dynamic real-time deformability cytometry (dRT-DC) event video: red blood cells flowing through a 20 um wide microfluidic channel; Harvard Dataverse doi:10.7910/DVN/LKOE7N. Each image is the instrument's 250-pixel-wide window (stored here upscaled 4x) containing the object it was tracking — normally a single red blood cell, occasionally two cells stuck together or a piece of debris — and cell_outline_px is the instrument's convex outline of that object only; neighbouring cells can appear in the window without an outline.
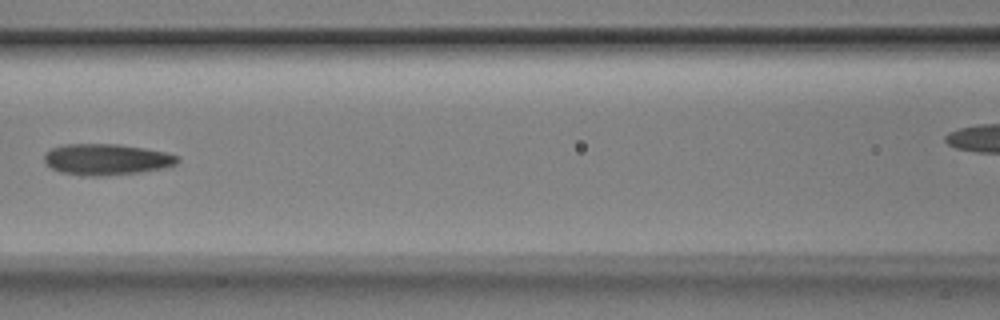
{"species": "Egyptian fruit bat (a non-hibernating species)", "species_latin": "Rousettus aegyptiacus", "temperature_condition": "room temperature", "stored_images_in_passage": 6, "segment_of_instrument_passage": [1, 2], "camera_frame_rate_fps": 3000, "um_per_image_px": 0.085, "animal": {"sex": "male"}, "frame": {"image": 1, "passage_image": 5, "time_ms": 1.333, "image_size_px": [1000, 320], "cell_outline_px": [[180, 160], [176, 164], [164, 168], [140, 172], [100, 176], [80, 176], [60, 172], [52, 168], [44, 160], [44, 152], [52, 148], [64, 144], [116, 144], [144, 148], [164, 152], [180, 156]], "centroid_in_image_um": [9.04, 13.55], "position_along_channel_um": 157.6, "area_um2": 24.28}}